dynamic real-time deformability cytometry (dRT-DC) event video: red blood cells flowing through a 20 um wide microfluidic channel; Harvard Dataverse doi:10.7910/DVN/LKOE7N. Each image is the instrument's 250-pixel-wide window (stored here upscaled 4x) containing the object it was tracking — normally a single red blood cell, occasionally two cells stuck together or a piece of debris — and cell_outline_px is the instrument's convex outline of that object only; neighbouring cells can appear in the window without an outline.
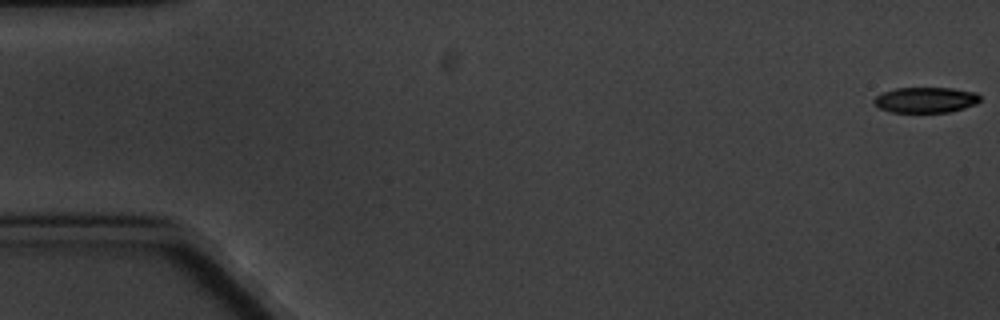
{"species": "common noctule bat (a hibernating species)", "species_latin": "Nyctalus noctula", "temperature_condition": "cold", "stored_images_in_passage": 4, "camera_frame_rate_fps": 3000, "um_per_image_px": 0.085, "animal": {"sex": "male", "body_mass_g": 20.1, "forearm_length_mm": 53.5}, "frame": {"image": 1, "passage_image": 1, "time_ms": 0.0, "image_size_px": [1000, 320], "cell_outline_px": [[980, 100], [976, 104], [964, 108], [948, 112], [892, 112], [880, 108], [872, 104], [872, 100], [876, 96], [884, 92], [896, 88], [952, 88], [976, 92], [980, 96]], "centroid_in_image_um": [78.67, 8.49], "position_along_channel_um": 6.3, "area_um2": 15.84}}